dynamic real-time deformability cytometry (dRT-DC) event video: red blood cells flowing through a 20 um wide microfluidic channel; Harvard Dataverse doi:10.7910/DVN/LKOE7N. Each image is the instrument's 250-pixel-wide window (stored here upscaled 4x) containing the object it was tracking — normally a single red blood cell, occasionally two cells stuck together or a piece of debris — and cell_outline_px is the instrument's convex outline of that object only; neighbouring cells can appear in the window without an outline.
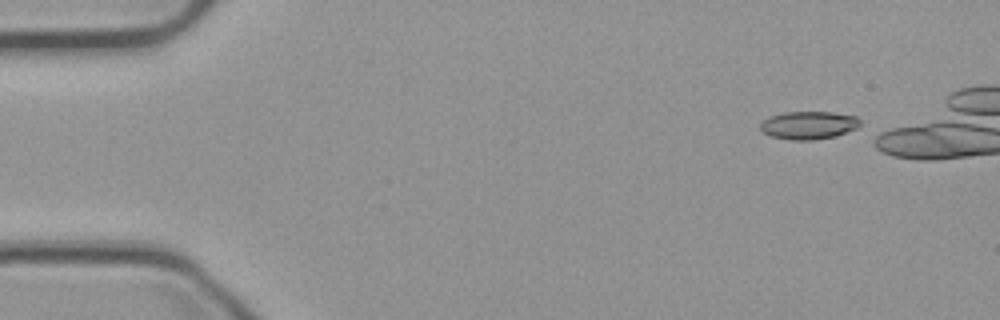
{"species": "common noctule bat (a hibernating species)", "species_latin": "Nyctalus noctula", "temperature_condition": "cold", "stored_images_in_passage": 20, "camera_frame_rate_fps": 3000, "um_per_image_px": 0.085, "animal": {"sex": "male", "body_mass_g": 23.1, "forearm_length_mm": 52.7}, "frame": {"image": 1, "passage_image": 1, "time_ms": 0.0, "image_size_px": [1000, 320], "cell_outline_px": [[860, 124], [856, 128], [836, 136], [812, 140], [788, 140], [772, 136], [764, 132], [760, 128], [760, 124], [768, 116], [784, 112], [832, 112], [856, 116], [860, 120]], "centroid_in_image_um": [68.72, 10.64], "position_along_channel_um": 16.3, "area_um2": 16.24}}
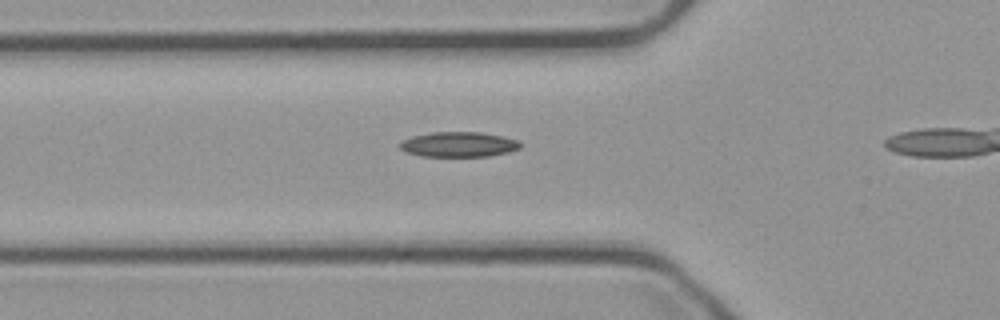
{"frame": {"image": 2, "passage_image": 15, "time_ms": 4.667, "image_size_px": [1000, 320], "cell_outline_px": [[520, 148], [508, 152], [488, 156], [424, 156], [408, 152], [400, 148], [400, 144], [404, 140], [412, 136], [432, 132], [480, 132], [504, 136], [520, 140]], "centroid_in_image_um": [39.04, 12.26], "position_along_channel_um": 86.8, "area_um2": 17.46}}